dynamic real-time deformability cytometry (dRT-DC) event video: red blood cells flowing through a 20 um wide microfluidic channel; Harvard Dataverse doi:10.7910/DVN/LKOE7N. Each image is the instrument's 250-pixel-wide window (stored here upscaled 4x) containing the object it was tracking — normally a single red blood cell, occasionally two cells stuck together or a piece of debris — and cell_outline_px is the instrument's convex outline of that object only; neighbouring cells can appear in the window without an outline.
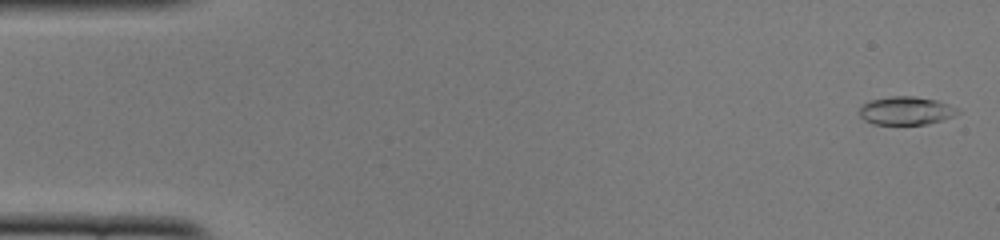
{"species": "common noctule bat (a hibernating species)", "species_latin": "Nyctalus noctula", "temperature_condition": "cold", "stored_images_in_passage": 51, "camera_frame_rate_fps": 3000, "um_per_image_px": 0.085, "animal": {"sex": "female", "body_mass_g": 22.0, "forearm_length_mm": 56.7}, "frame": {"image": 1, "passage_image": 1, "time_ms": 0.0, "image_size_px": [1000, 240], "cell_outline_px": [[960, 112], [952, 116], [928, 124], [872, 124], [864, 120], [860, 116], [860, 108], [864, 104], [872, 100], [892, 96], [912, 96], [936, 100], [948, 104], [956, 108]], "centroid_in_image_um": [76.99, 9.41], "position_along_channel_um": 8.0, "area_um2": 15.9}}
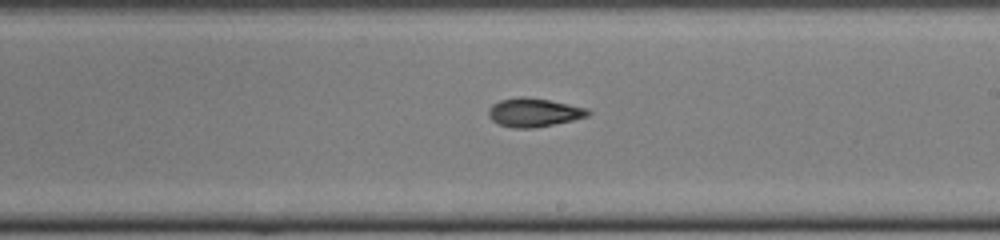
{"frame": {"image": 2, "passage_image": 29, "time_ms": 9.333, "image_size_px": [1000, 240], "cell_outline_px": [[592, 112], [588, 116], [572, 120], [532, 128], [512, 128], [500, 124], [492, 120], [488, 116], [488, 108], [492, 104], [500, 100], [520, 96], [524, 96], [548, 100], [588, 108]], "centroid_in_image_um": [45.36, 9.55], "position_along_channel_um": 243.6, "area_um2": 16.53}}
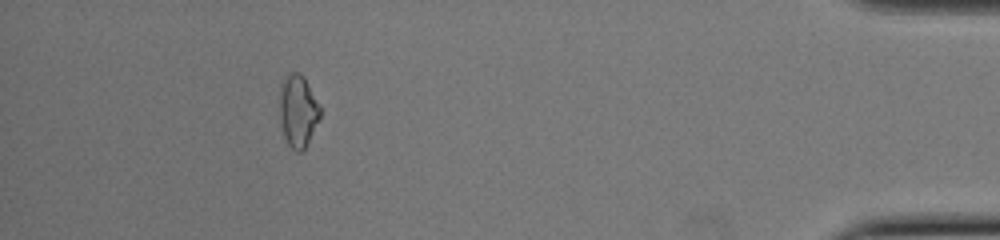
{"frame": {"image": 3, "passage_image": 46, "time_ms": 15.0, "image_size_px": [1000, 240], "cell_outline_px": [[320, 116], [304, 148], [300, 152], [296, 152], [284, 140], [280, 124], [280, 84], [284, 76], [288, 72], [300, 72], [304, 76], [320, 104]], "centroid_in_image_um": [25.3, 9.38], "position_along_channel_um": 409.9, "area_um2": 17.22}, "authors_computed_cell_mechanics": {"area_um2": 16.1262, "velocity_mm_per_s": 3.9321, "shape_relaxation_time_tau1_ms": null, "shape_relaxation_time_tau2_ms": 5.0926, "deformation_change_tau1": null, "deformation_change_tau2": 0.1272}}